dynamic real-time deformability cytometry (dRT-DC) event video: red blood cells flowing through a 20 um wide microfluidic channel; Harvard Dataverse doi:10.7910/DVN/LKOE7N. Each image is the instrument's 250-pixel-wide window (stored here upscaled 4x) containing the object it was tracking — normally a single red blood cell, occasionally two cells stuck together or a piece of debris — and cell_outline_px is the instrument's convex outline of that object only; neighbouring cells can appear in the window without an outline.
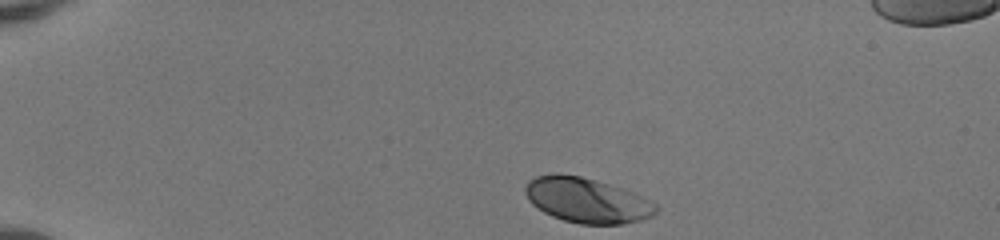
{"species": "human", "species_latin": "Homo sapiens", "temperature_condition": "room temperature", "stored_images_in_passage": 36, "camera_frame_rate_fps": 3000, "um_per_image_px": 0.085, "donor": {"sex": "female"}, "frame": {"image": 1, "passage_image": 1, "time_ms": 0.0, "image_size_px": [1000, 240], "cell_outline_px": [[660, 208], [652, 216], [640, 220], [620, 224], [580, 224], [564, 220], [552, 216], [544, 212], [532, 204], [528, 200], [524, 192], [524, 188], [528, 180], [536, 176], [556, 172], [560, 172], [580, 176], [596, 180], [632, 192], [656, 204]], "centroid_in_image_um": [49.84, 17.01], "position_along_channel_um": 35.2, "area_um2": 34.33}}
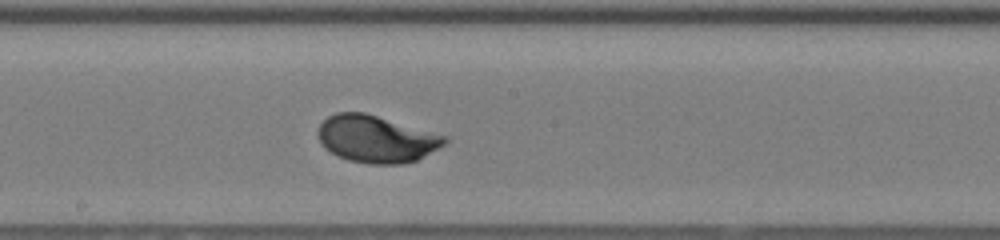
{"frame": {"image": 2, "passage_image": 20, "time_ms": 6.333, "image_size_px": [1000, 240], "cell_outline_px": [[448, 140], [444, 144], [416, 160], [404, 164], [368, 164], [348, 160], [324, 148], [320, 144], [316, 136], [316, 132], [320, 124], [328, 116], [336, 112], [364, 112], [448, 136]], "centroid_in_image_um": [31.94, 11.81], "position_along_channel_um": 216.3, "area_um2": 34.8}}
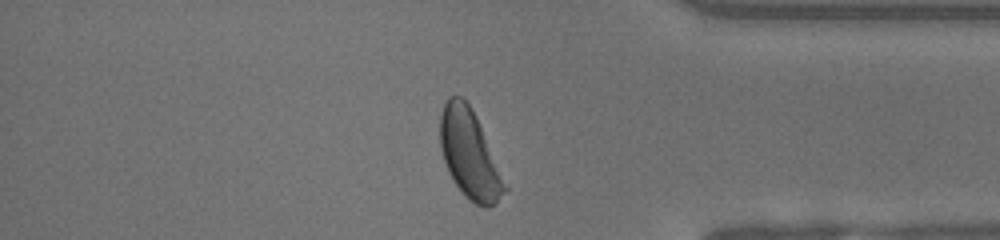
{"frame": {"image": 3, "passage_image": 34, "time_ms": 11.0, "image_size_px": [1000, 240], "cell_outline_px": [[508, 188], [496, 204], [488, 208], [484, 208], [476, 204], [464, 196], [452, 180], [448, 172], [440, 148], [440, 116], [444, 104], [448, 96], [460, 96], [472, 108]], "centroid_in_image_um": [39.9, 13.14], "position_along_channel_um": 395.3, "area_um2": 33.06}, "authors_computed_cell_mechanics": {"area_um2": 33.9864, "velocity_mm_per_s": 4.0897, "shape_relaxation_time_tau1_ms": 1.9081, "shape_relaxation_time_tau2_ms": null, "deformation_change_tau1": 0.1347, "deformation_change_tau2": null}}